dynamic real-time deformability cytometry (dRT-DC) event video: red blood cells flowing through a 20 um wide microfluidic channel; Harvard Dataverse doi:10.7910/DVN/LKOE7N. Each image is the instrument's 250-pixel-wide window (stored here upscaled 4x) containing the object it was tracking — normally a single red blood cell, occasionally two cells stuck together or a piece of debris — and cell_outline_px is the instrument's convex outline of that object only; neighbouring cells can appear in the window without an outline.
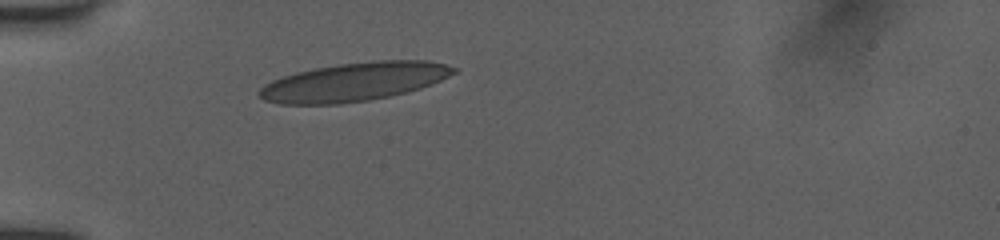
{"species": "human", "species_latin": "Homo sapiens", "temperature_condition": "room temperature", "stored_images_in_passage": 18, "camera_frame_rate_fps": 3000, "um_per_image_px": 0.085, "donor": {"sex": "female"}, "frame": {"image": 1, "passage_image": 1, "time_ms": 0.0, "image_size_px": [1000, 240], "cell_outline_px": [[460, 68], [456, 72], [440, 80], [420, 88], [388, 96], [368, 100], [340, 104], [280, 104], [264, 100], [256, 92], [264, 84], [272, 80], [296, 72], [316, 68], [340, 64], [376, 60], [428, 60]], "centroid_in_image_um": [30.08, 6.95], "position_along_channel_um": 54.9, "area_um2": 43.41}}
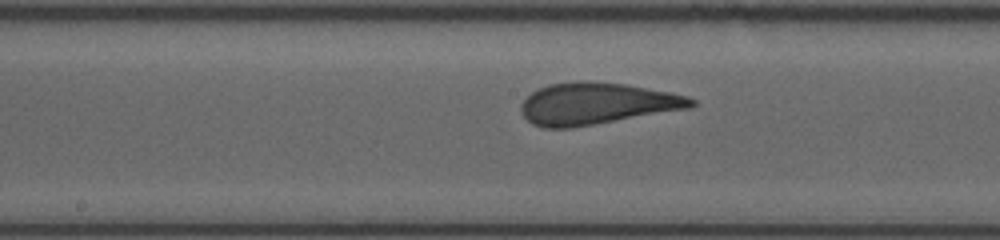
{"frame": {"image": 2, "passage_image": 11, "time_ms": 4.0, "image_size_px": [1000, 240], "cell_outline_px": [[696, 104], [692, 108], [572, 128], [544, 128], [532, 124], [520, 112], [520, 104], [532, 92], [548, 84], [580, 80], [584, 80], [624, 84], [672, 92], [688, 96], [696, 100]], "centroid_in_image_um": [50.74, 8.81], "position_along_channel_um": 197.5, "area_um2": 41.73}}
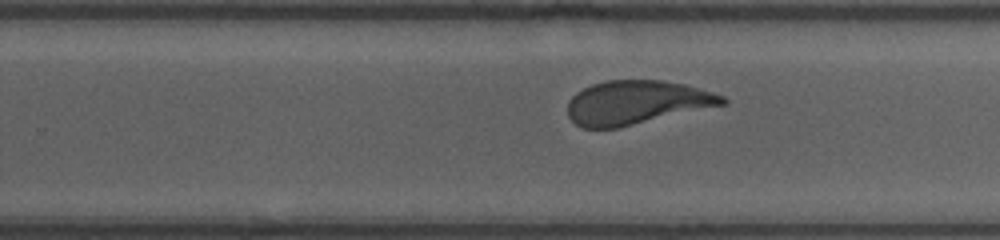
{"frame": {"image": 3, "passage_image": 16, "time_ms": 6.0, "image_size_px": [1000, 240], "cell_outline_px": [[728, 104], [616, 128], [584, 128], [576, 124], [568, 116], [568, 100], [576, 92], [592, 84], [608, 80], [660, 80], [684, 84], [712, 92], [724, 96], [728, 100]], "centroid_in_image_um": [54.11, 8.71], "position_along_channel_um": 275.7, "area_um2": 39.42}}